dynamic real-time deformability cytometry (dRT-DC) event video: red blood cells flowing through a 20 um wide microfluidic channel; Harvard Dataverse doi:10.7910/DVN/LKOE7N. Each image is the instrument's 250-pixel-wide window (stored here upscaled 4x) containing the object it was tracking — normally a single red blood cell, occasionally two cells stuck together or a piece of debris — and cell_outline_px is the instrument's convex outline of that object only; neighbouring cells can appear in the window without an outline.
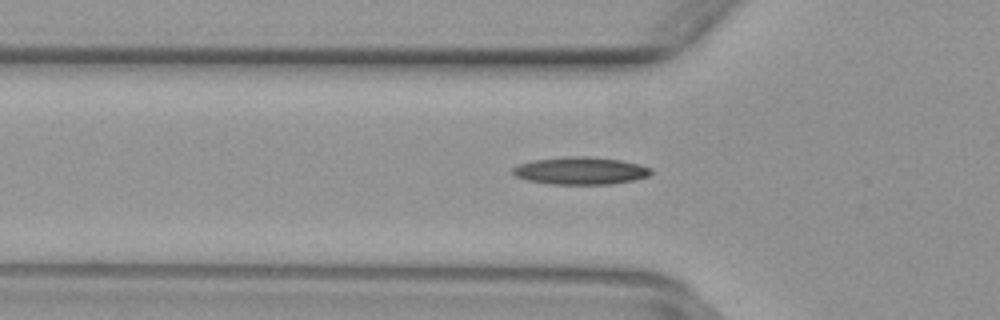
{"species": "common noctule bat (a hibernating species)", "species_latin": "Nyctalus noctula", "temperature_condition": "warm", "stored_images_in_passage": 38, "camera_frame_rate_fps": 3000, "um_per_image_px": 0.085, "animal": {"sex": "female", "body_mass_g": 29.2, "forearm_length_mm": 56.3}, "frame": {"image": 1, "passage_image": 9, "time_ms": 2.667, "image_size_px": [1000, 320], "cell_outline_px": [[652, 172], [648, 176], [632, 180], [612, 184], [552, 184], [528, 180], [516, 176], [512, 172], [512, 168], [520, 164], [532, 160], [568, 156], [592, 156], [620, 160], [640, 164], [652, 168]], "centroid_in_image_um": [49.36, 14.5], "position_along_channel_um": 76.4, "area_um2": 22.14}}
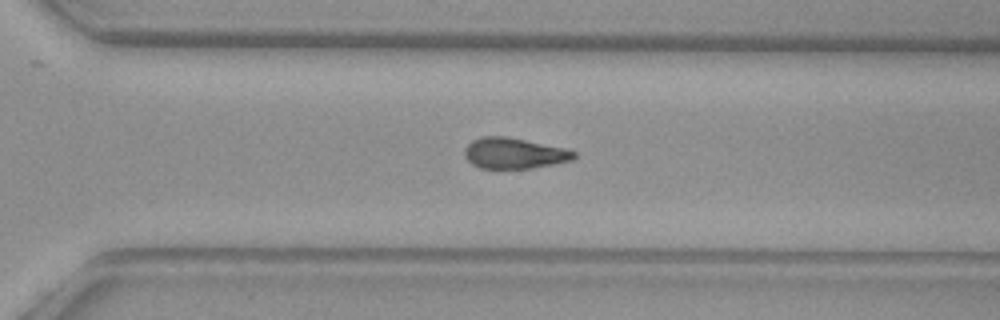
{"frame": {"image": 2, "passage_image": 27, "time_ms": 8.667, "image_size_px": [1000, 320], "cell_outline_px": [[576, 156], [572, 160], [532, 168], [480, 168], [472, 164], [464, 156], [464, 148], [472, 140], [480, 136], [508, 136], [564, 148], [576, 152]], "centroid_in_image_um": [43.67, 13.01], "position_along_channel_um": 326.9, "area_um2": 19.65}}
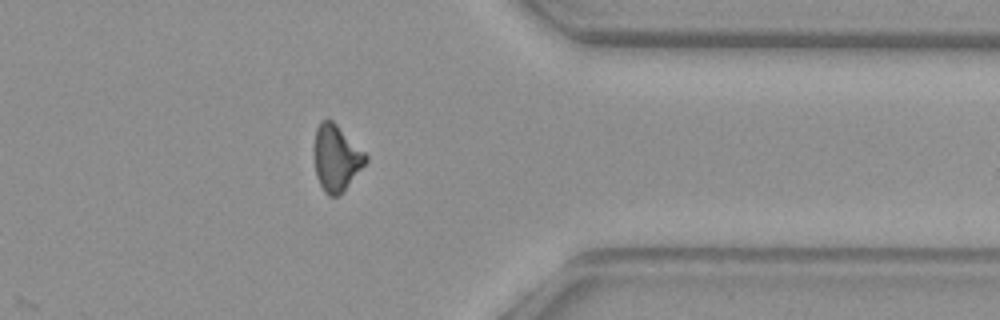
{"frame": {"image": 3, "passage_image": 32, "time_ms": 10.333, "image_size_px": [1000, 320], "cell_outline_px": [[368, 160], [344, 188], [336, 196], [328, 196], [324, 192], [316, 176], [312, 156], [312, 148], [316, 128], [320, 120], [332, 120], [368, 156]], "centroid_in_image_um": [28.51, 13.39], "position_along_channel_um": 382.9, "area_um2": 19.77}}